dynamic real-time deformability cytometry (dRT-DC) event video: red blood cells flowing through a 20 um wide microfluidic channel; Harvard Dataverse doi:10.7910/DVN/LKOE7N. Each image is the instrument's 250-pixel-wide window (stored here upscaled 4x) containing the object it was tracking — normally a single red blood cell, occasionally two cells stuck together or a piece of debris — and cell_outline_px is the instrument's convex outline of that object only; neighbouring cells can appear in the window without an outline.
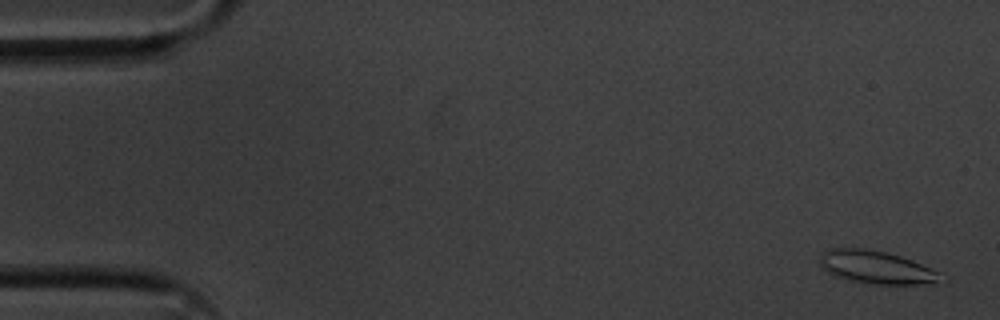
{"species": "common noctule bat (a hibernating species)", "species_latin": "Nyctalus noctula", "temperature_condition": "cold", "stored_images_in_passage": 5, "camera_frame_rate_fps": 3000, "um_per_image_px": 0.085, "animal": {"sex": "male", "body_mass_g": 20.1, "forearm_length_mm": 53.5}, "frame": {"image": 1, "passage_image": 1, "time_ms": 0.0, "image_size_px": [1000, 320], "cell_outline_px": [[940, 280], [932, 284], [876, 284], [848, 280], [836, 276], [820, 268], [820, 256], [828, 248], [864, 248], [888, 252], [912, 260], [940, 272]], "centroid_in_image_um": [74.45, 22.71], "position_along_channel_um": 10.5, "area_um2": 23.18}}
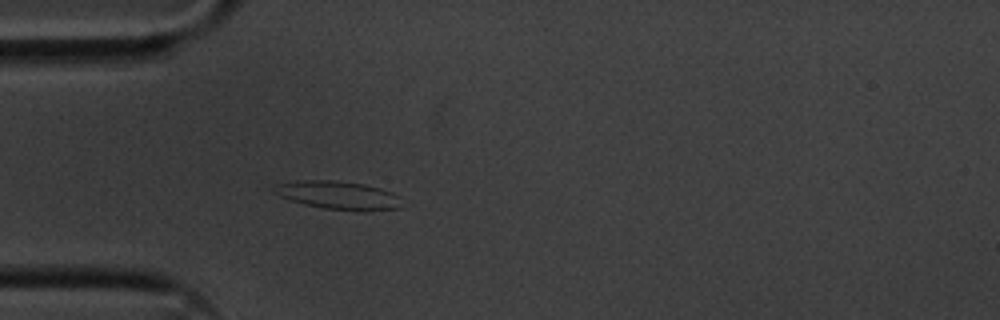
{"frame": {"image": 2, "passage_image": 5, "time_ms": 1.333, "image_size_px": [1000, 320], "cell_outline_px": [[400, 208], [324, 208], [304, 204], [280, 196], [276, 192], [276, 184], [296, 180], [332, 180], [364, 184], [380, 188], [392, 192], [400, 196]], "centroid_in_image_um": [28.71, 16.54], "position_along_channel_um": 56.3, "area_um2": 19.88}}